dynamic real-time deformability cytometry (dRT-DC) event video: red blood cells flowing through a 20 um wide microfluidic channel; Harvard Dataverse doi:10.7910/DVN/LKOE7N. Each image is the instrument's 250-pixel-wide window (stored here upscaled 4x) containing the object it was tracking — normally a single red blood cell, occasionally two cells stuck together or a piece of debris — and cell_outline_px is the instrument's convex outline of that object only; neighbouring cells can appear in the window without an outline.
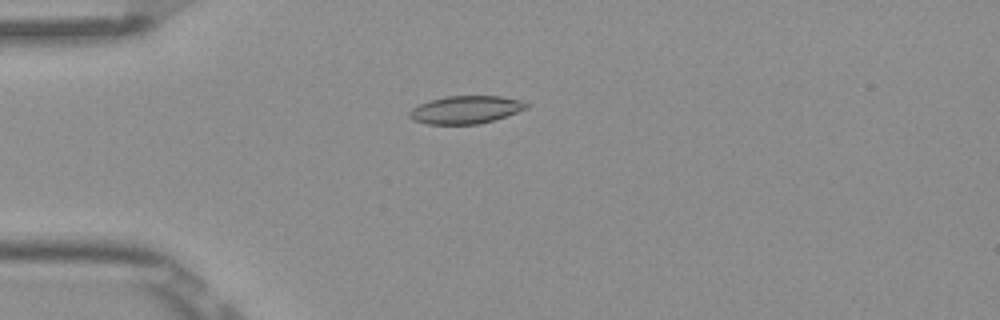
{"species": "Egyptian fruit bat (a non-hibernating species)", "species_latin": "Rousettus aegyptiacus", "temperature_condition": "room temperature", "stored_images_in_passage": 5, "camera_frame_rate_fps": 3000, "um_per_image_px": 0.085, "frame": {"image": 1, "passage_image": 4, "time_ms": 1.0, "image_size_px": [1000, 320], "cell_outline_px": [[528, 108], [480, 124], [428, 124], [412, 120], [408, 116], [408, 112], [412, 108], [420, 104], [444, 96], [500, 96], [520, 100], [528, 104]], "centroid_in_image_um": [39.55, 9.32], "position_along_channel_um": 45.5, "area_um2": 18.79}}